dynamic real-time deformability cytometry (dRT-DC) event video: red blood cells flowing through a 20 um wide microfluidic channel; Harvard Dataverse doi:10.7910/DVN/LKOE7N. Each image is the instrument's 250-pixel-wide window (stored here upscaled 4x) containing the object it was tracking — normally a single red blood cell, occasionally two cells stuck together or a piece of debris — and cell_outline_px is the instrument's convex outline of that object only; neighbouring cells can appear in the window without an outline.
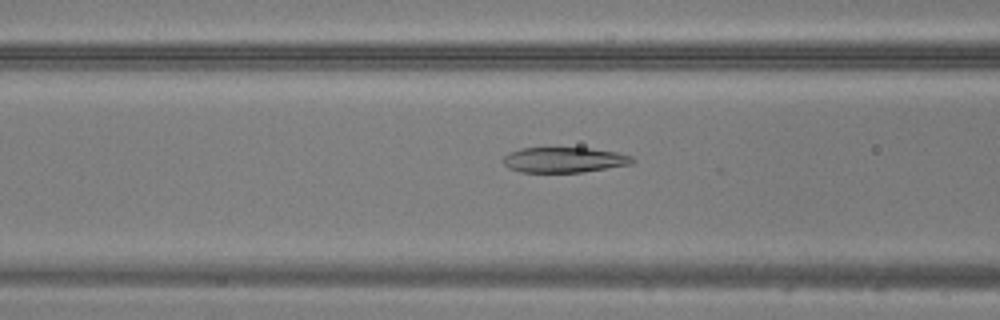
{"species": "common noctule bat (a hibernating species)", "species_latin": "Nyctalus noctula", "temperature_condition": "warm", "stored_images_in_passage": 48, "camera_frame_rate_fps": 3000, "um_per_image_px": 0.085, "animal": {"sex": "male", "body_mass_g": 20.5, "forearm_length_mm": 52.5}, "frame": {"image": 1, "passage_image": 20, "time_ms": 6.333, "image_size_px": [1000, 320], "cell_outline_px": [[636, 160], [632, 164], [580, 172], [520, 172], [508, 168], [500, 160], [508, 152], [520, 148], [588, 148], [616, 152], [632, 156]], "centroid_in_image_um": [47.91, 13.58], "position_along_channel_um": 118.7, "area_um2": 19.13}}
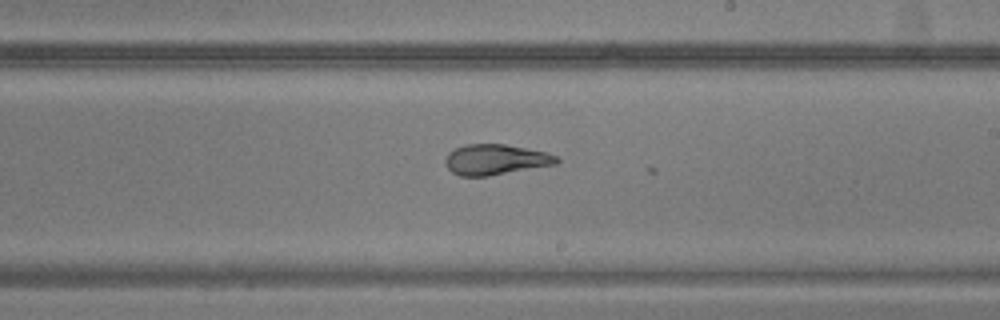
{"frame": {"image": 2, "passage_image": 29, "time_ms": 9.333, "image_size_px": [1000, 320], "cell_outline_px": [[560, 160], [556, 164], [488, 176], [460, 176], [452, 172], [444, 164], [444, 160], [448, 152], [464, 144], [504, 144], [544, 152], [556, 156]], "centroid_in_image_um": [42.06, 13.57], "position_along_channel_um": 246.9, "area_um2": 19.65}}
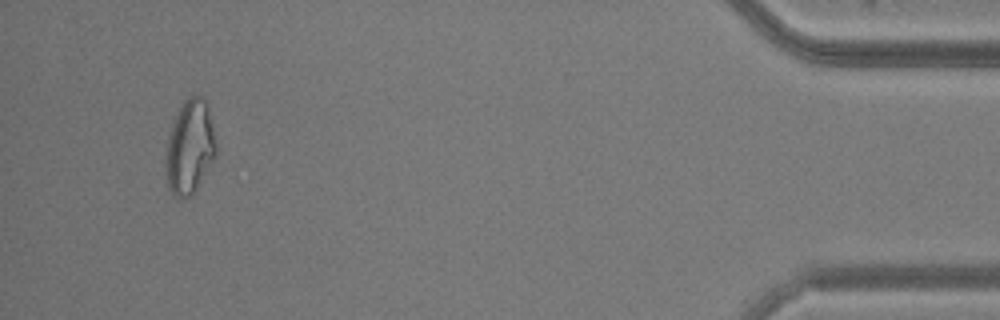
{"frame": {"image": 3, "passage_image": 46, "time_ms": 15.0, "image_size_px": [1000, 320], "cell_outline_px": [[216, 156], [192, 196], [184, 200], [180, 200], [172, 196], [168, 188], [164, 164], [164, 160], [168, 140], [172, 124], [184, 100], [192, 92], [204, 96], [208, 104], [216, 140]], "centroid_in_image_um": [16.13, 12.52], "position_along_channel_um": 419.1, "area_um2": 28.32}}